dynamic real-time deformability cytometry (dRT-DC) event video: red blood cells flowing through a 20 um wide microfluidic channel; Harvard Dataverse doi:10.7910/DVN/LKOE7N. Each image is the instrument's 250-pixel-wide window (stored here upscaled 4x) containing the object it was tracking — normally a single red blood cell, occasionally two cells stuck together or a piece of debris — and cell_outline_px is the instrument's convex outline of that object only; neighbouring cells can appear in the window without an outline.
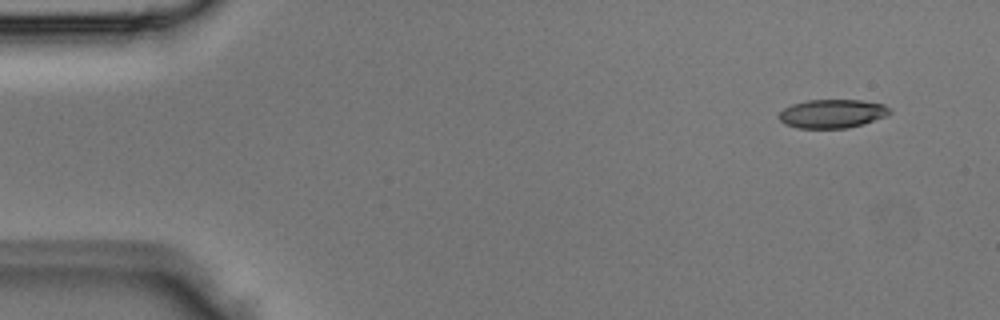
{"species": "Egyptian fruit bat (a non-hibernating species)", "species_latin": "Rousettus aegyptiacus", "temperature_condition": "room temperature", "stored_images_in_passage": 3, "camera_frame_rate_fps": 3000, "um_per_image_px": 0.085, "animal": {"sex": "male"}, "frame": {"image": 1, "passage_image": 3, "time_ms": 0.667, "image_size_px": [1000, 320], "cell_outline_px": [[892, 112], [888, 116], [864, 124], [848, 128], [796, 128], [784, 124], [780, 120], [780, 112], [784, 108], [792, 104], [808, 100], [864, 100], [884, 104], [892, 108]], "centroid_in_image_um": [70.8, 9.66], "position_along_channel_um": 14.2, "area_um2": 18.79}}